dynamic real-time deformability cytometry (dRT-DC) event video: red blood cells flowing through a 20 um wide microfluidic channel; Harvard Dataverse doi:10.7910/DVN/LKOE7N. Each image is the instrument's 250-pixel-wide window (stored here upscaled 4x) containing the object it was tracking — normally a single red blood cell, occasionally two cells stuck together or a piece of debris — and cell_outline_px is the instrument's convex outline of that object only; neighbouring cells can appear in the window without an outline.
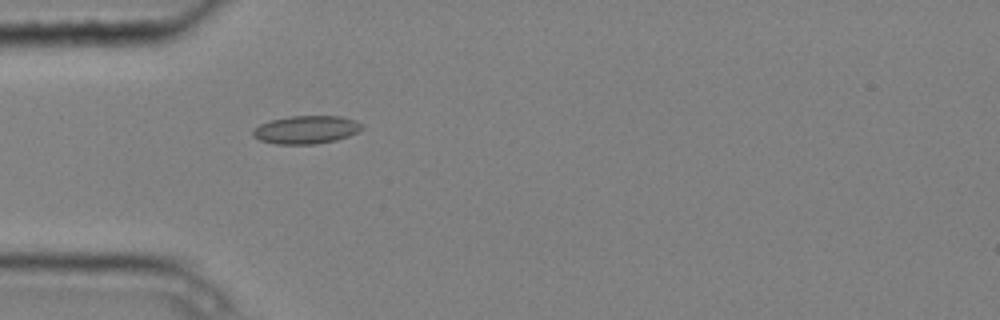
{"species": "common noctule bat (a hibernating species)", "species_latin": "Nyctalus noctula", "temperature_condition": "cold", "stored_images_in_passage": 5, "camera_frame_rate_fps": 3000, "um_per_image_px": 0.085, "animal": {"sex": "male", "body_mass_g": 20.4}, "frame": {"image": 1, "passage_image": 5, "time_ms": 1.333, "image_size_px": [1000, 320], "cell_outline_px": [[364, 128], [348, 136], [336, 140], [316, 144], [276, 144], [260, 140], [252, 136], [252, 132], [260, 124], [272, 120], [292, 116], [340, 116], [356, 120], [364, 124]], "centroid_in_image_um": [26.06, 11.02], "position_along_channel_um": 58.9, "area_um2": 17.8}}